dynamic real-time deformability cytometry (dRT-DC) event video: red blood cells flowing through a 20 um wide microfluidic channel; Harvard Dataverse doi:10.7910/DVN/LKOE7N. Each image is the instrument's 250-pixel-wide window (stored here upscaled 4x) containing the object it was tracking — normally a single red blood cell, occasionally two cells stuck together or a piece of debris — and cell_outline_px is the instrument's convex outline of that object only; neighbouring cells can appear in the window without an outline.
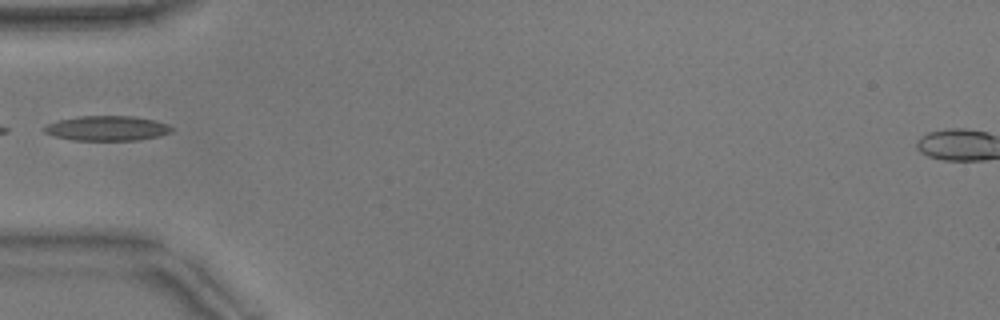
{"species": "common noctule bat (a hibernating species)", "species_latin": "Nyctalus noctula", "temperature_condition": "warm", "stored_images_in_passage": 35, "camera_frame_rate_fps": 3000, "um_per_image_px": 0.085, "animal": {"sex": "male", "body_mass_g": 17.9}, "frame": {"image": 1, "passage_image": 1, "time_ms": 0.0, "image_size_px": [1000, 320], "cell_outline_px": [[172, 132], [160, 136], [140, 140], [72, 140], [56, 136], [44, 132], [40, 128], [56, 120], [80, 116], [132, 116], [152, 120], [168, 124], [172, 128]], "centroid_in_image_um": [9.08, 10.9], "position_along_channel_um": 75.9, "area_um2": 18.5}}